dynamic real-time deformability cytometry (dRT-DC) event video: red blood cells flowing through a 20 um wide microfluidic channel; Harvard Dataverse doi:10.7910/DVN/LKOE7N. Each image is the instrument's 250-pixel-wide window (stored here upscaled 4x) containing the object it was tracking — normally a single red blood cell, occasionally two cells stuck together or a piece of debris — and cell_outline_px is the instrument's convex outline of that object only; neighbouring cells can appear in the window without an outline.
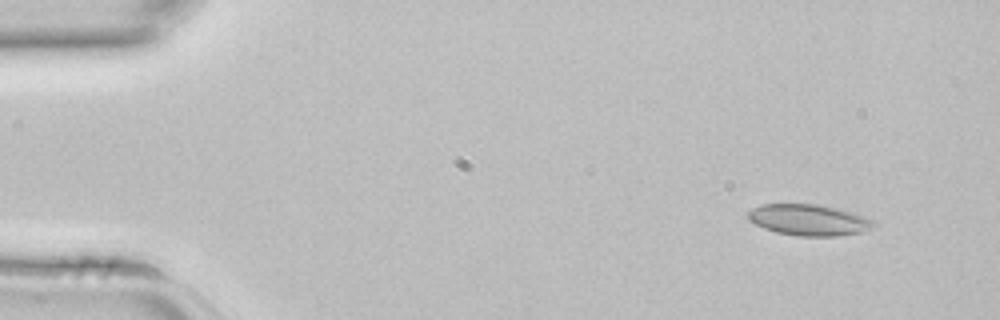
{"species": "common noctule bat (a hibernating species)", "species_latin": "Nyctalus noctula", "temperature_condition": "room temperature", "stored_images_in_passage": 3, "camera_frame_rate_fps": 3000, "um_per_image_px": 0.085, "animal": {"sex": "female", "body_mass_g": 22.7, "forearm_length_mm": 54.2}, "frame": {"image": 1, "passage_image": 1, "time_ms": 0.0, "image_size_px": [1000, 320], "cell_outline_px": [[876, 224], [860, 232], [836, 236], [796, 236], [776, 232], [764, 228], [748, 220], [748, 212], [752, 208], [760, 204], [816, 204], [836, 208], [864, 216], [872, 220]], "centroid_in_image_um": [68.69, 18.69], "position_along_channel_um": 16.3, "area_um2": 22.6}}
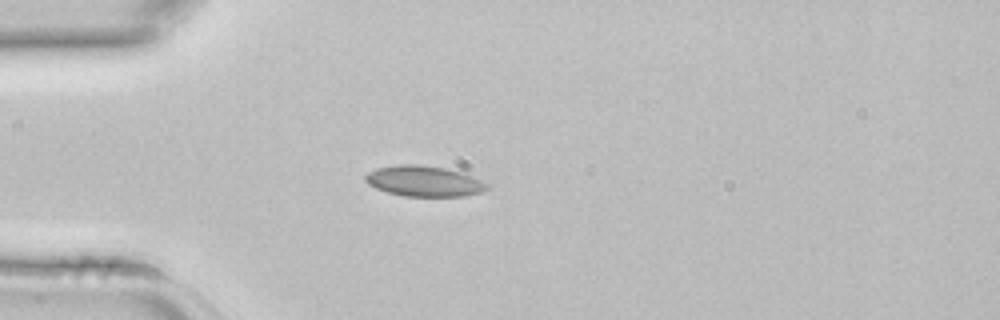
{"frame": {"image": 2, "passage_image": 3, "time_ms": 0.667, "image_size_px": [1000, 320], "cell_outline_px": [[488, 188], [484, 192], [464, 196], [404, 196], [388, 192], [376, 188], [368, 184], [364, 180], [364, 176], [368, 172], [376, 168], [400, 164], [416, 164], [444, 168], [464, 172], [488, 184]], "centroid_in_image_um": [36.05, 15.39], "position_along_channel_um": 49.0, "area_um2": 21.79}}